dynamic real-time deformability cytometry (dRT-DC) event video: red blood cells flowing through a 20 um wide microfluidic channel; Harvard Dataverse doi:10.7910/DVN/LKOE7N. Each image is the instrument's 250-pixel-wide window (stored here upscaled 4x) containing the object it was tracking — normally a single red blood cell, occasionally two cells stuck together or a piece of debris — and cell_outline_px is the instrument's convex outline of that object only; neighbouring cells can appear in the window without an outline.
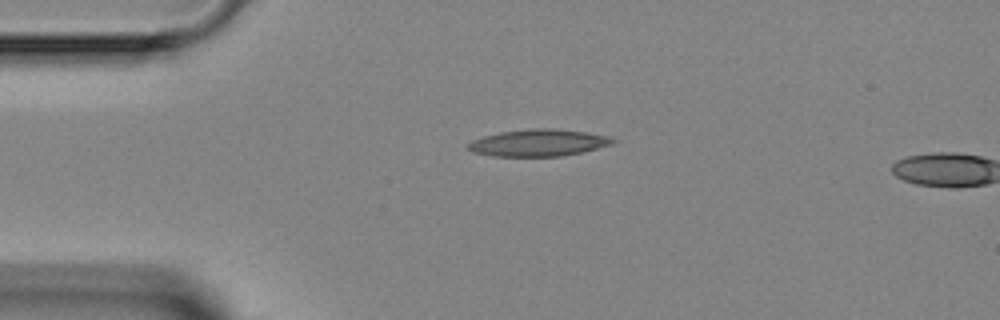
{"species": "Egyptian fruit bat (a non-hibernating species)", "species_latin": "Rousettus aegyptiacus", "temperature_condition": "room temperature", "stored_images_in_passage": 2, "camera_frame_rate_fps": 3000, "um_per_image_px": 0.085, "animal": {"sex": "female"}, "frame": {"image": 1, "passage_image": 1, "time_ms": 0.0, "image_size_px": [1000, 320], "cell_outline_px": [[616, 140], [612, 144], [580, 152], [560, 156], [492, 156], [472, 152], [464, 144], [472, 140], [484, 136], [500, 132], [532, 128], [552, 128], [584, 132], [608, 136]], "centroid_in_image_um": [45.7, 12.13], "position_along_channel_um": 39.3, "area_um2": 22.54}}